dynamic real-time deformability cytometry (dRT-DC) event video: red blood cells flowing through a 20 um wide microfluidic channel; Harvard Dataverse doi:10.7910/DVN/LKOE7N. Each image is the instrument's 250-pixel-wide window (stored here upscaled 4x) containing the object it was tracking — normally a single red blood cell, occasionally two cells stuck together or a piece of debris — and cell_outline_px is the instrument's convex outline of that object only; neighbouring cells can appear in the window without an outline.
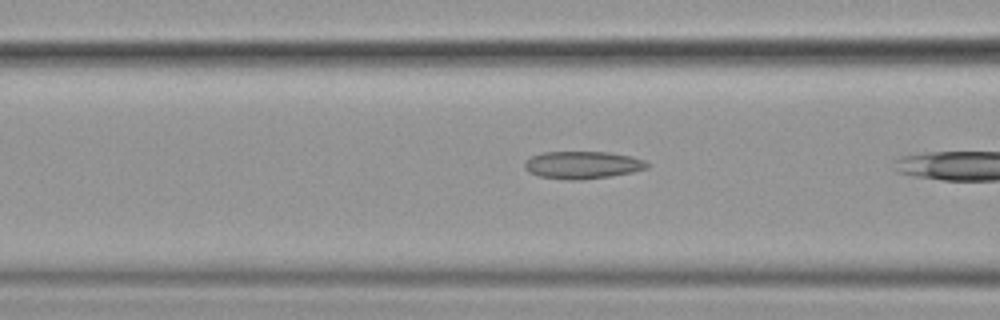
{"species": "common noctule bat (a hibernating species)", "species_latin": "Nyctalus noctula", "temperature_condition": "cold", "stored_images_in_passage": 17, "camera_frame_rate_fps": 3000, "um_per_image_px": 0.085, "animal": {"sex": "female", "body_mass_g": 19.9}, "frame": {"image": 1, "passage_image": 8, "time_ms": 2.333, "image_size_px": [1000, 320], "cell_outline_px": [[652, 164], [648, 168], [632, 172], [612, 176], [580, 180], [568, 180], [540, 176], [528, 172], [524, 168], [524, 160], [540, 152], [608, 152], [632, 156], [644, 160]], "centroid_in_image_um": [49.52, 14.02], "position_along_channel_um": 117.1, "area_um2": 19.88}}
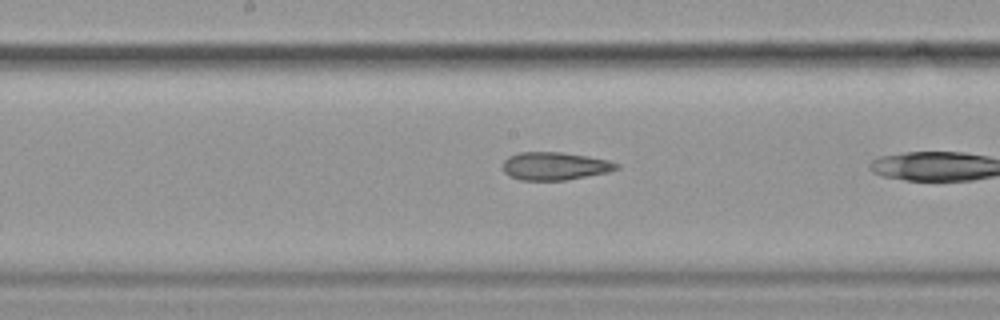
{"frame": {"image": 2, "passage_image": 15, "time_ms": 4.667, "image_size_px": [1000, 320], "cell_outline_px": [[620, 168], [608, 172], [564, 180], [520, 180], [508, 176], [504, 172], [504, 160], [508, 156], [520, 152], [560, 152], [588, 156], [608, 160], [620, 164]], "centroid_in_image_um": [47.16, 14.11], "position_along_channel_um": 201.0, "area_um2": 18.5}}